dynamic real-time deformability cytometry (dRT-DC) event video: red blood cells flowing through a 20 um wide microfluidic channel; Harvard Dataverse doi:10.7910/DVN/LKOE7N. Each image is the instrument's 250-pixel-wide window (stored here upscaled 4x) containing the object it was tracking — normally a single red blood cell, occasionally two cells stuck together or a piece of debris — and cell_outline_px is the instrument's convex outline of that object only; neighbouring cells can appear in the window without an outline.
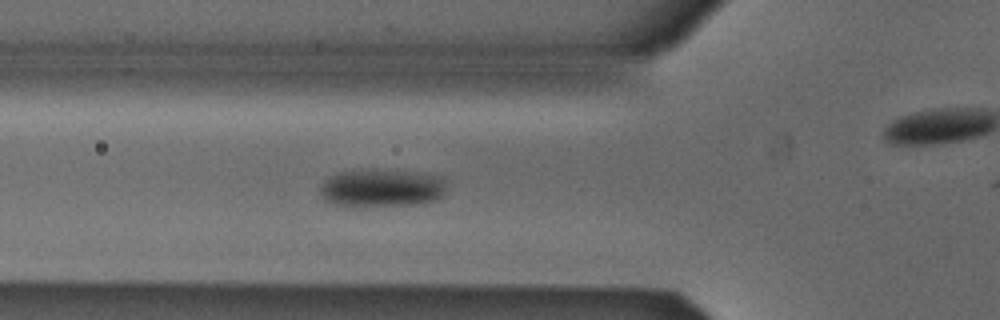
{"species": "Egyptian fruit bat (a non-hibernating species)", "species_latin": "Rousettus aegyptiacus", "temperature_condition": "cold", "stored_images_in_passage": 4, "camera_frame_rate_fps": 3000, "um_per_image_px": 0.085, "animal": {"sex": "male"}, "frame": {"image": 1, "passage_image": 3, "time_ms": 0.667, "image_size_px": [1000, 320], "cell_outline_px": [[448, 188], [444, 196], [436, 200], [416, 204], [348, 208], [332, 204], [324, 200], [320, 192], [320, 184], [328, 176], [336, 172], [360, 168], [376, 168], [420, 172], [440, 176], [448, 180]], "centroid_in_image_um": [32.44, 15.97], "position_along_channel_um": 93.4, "area_um2": 29.71}}